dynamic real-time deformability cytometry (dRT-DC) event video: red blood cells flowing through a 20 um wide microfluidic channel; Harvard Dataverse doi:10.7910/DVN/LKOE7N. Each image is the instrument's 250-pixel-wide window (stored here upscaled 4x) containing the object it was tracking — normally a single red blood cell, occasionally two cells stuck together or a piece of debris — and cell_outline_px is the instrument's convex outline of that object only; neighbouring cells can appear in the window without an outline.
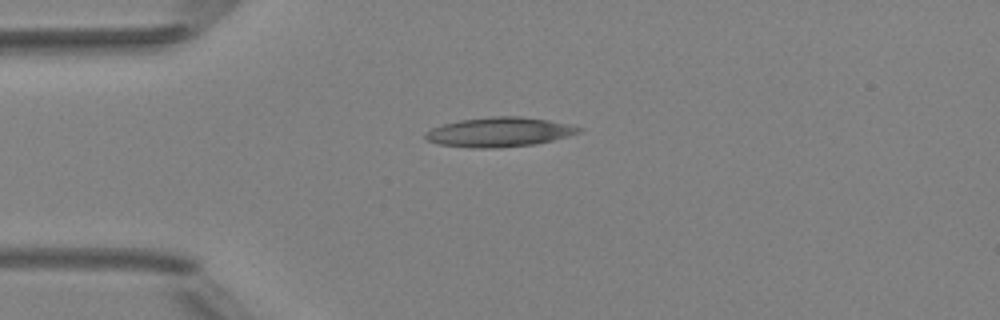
{"species": "Egyptian fruit bat (a non-hibernating species)", "species_latin": "Rousettus aegyptiacus", "temperature_condition": "room temperature", "stored_images_in_passage": 38, "camera_frame_rate_fps": 3000, "um_per_image_px": 0.085, "animal": {"sex": "female"}, "frame": {"image": 1, "passage_image": 1, "time_ms": 0.0, "image_size_px": [1000, 320], "cell_outline_px": [[584, 128], [580, 132], [568, 136], [536, 144], [496, 148], [472, 148], [440, 144], [428, 140], [424, 136], [424, 132], [432, 128], [444, 124], [460, 120], [492, 116], [520, 116], [548, 120], [568, 124]], "centroid_in_image_um": [42.45, 11.22], "position_along_channel_um": 42.6, "area_um2": 26.3}}
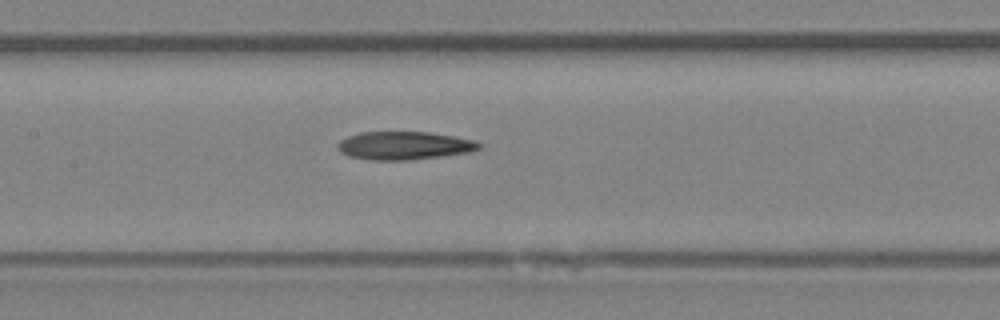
{"frame": {"image": 2, "passage_image": 12, "time_ms": 3.667, "image_size_px": [1000, 320], "cell_outline_px": [[484, 144], [480, 148], [472, 152], [408, 160], [372, 160], [348, 156], [340, 152], [336, 148], [336, 144], [340, 140], [348, 136], [360, 132], [428, 132], [456, 136], [472, 140]], "centroid_in_image_um": [34.35, 12.37], "position_along_channel_um": 173.1, "area_um2": 23.35}}
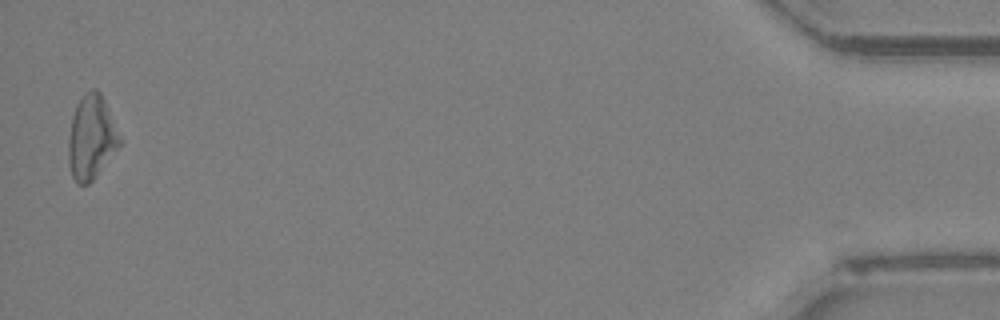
{"frame": {"image": 3, "passage_image": 37, "time_ms": 12.0, "image_size_px": [1000, 320], "cell_outline_px": [[124, 140], [92, 180], [88, 184], [76, 184], [72, 176], [68, 164], [68, 140], [72, 116], [76, 104], [84, 92], [92, 88], [96, 88], [100, 92]], "centroid_in_image_um": [7.77, 11.65], "position_along_channel_um": 427.4, "area_um2": 25.32}}